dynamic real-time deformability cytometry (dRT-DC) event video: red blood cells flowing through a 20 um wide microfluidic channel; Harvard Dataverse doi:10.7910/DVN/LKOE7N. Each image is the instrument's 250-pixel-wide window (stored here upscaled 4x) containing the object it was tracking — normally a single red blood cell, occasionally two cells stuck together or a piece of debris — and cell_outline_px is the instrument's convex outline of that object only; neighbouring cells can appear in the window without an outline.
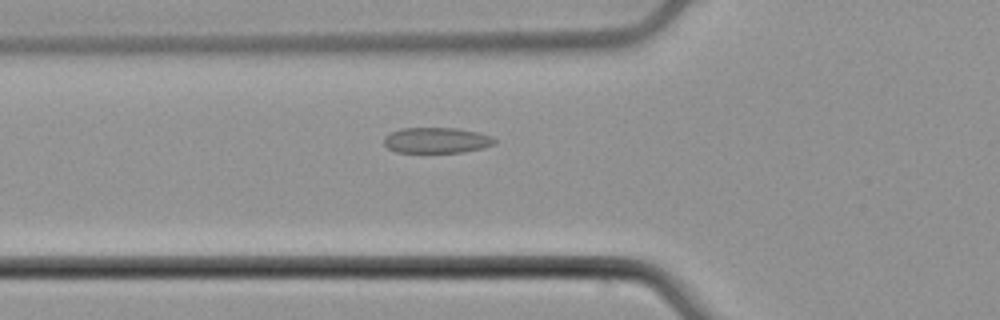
{"species": "common noctule bat (a hibernating species)", "species_latin": "Nyctalus noctula", "temperature_condition": "cold", "stored_images_in_passage": 36, "camera_frame_rate_fps": 3000, "um_per_image_px": 0.085, "animal": {"sex": "male", "body_mass_g": 21.5, "forearm_length_mm": 52.0}, "frame": {"image": 1, "passage_image": 2, "time_ms": 0.333, "image_size_px": [1000, 320], "cell_outline_px": [[496, 144], [484, 148], [464, 152], [396, 152], [388, 148], [384, 144], [384, 136], [400, 128], [456, 128], [480, 132], [492, 136], [496, 140]], "centroid_in_image_um": [37.15, 11.92], "position_along_channel_um": 88.7, "area_um2": 16.7}}
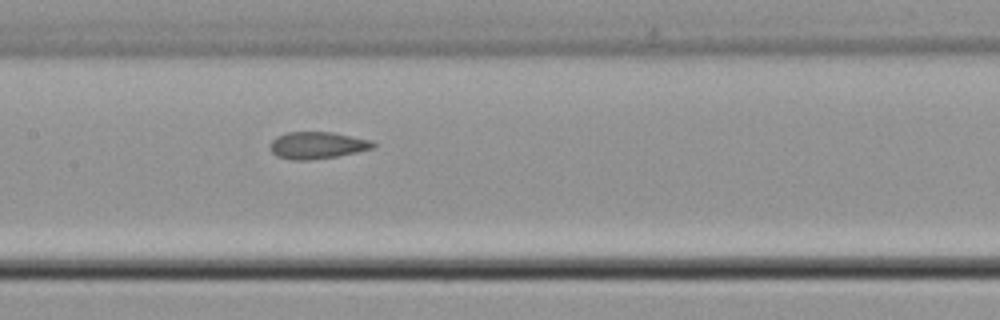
{"frame": {"image": 2, "passage_image": 9, "time_ms": 2.667, "image_size_px": [1000, 320], "cell_outline_px": [[376, 144], [372, 148], [356, 152], [336, 156], [308, 160], [292, 160], [276, 156], [272, 152], [272, 140], [276, 136], [288, 132], [332, 132], [372, 140]], "centroid_in_image_um": [26.97, 12.34], "position_along_channel_um": 180.4, "area_um2": 16.01}}
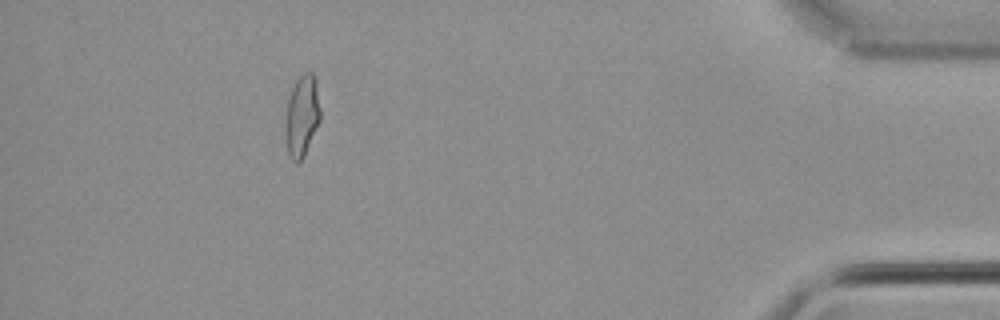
{"frame": {"image": 3, "passage_image": 31, "time_ms": 10.0, "image_size_px": [1000, 320], "cell_outline_px": [[320, 120], [304, 156], [296, 164], [288, 156], [284, 132], [284, 124], [288, 100], [292, 88], [296, 80], [304, 72], [312, 72], [316, 80], [320, 108]], "centroid_in_image_um": [25.64, 9.87], "position_along_channel_um": 409.6, "area_um2": 16.76}}